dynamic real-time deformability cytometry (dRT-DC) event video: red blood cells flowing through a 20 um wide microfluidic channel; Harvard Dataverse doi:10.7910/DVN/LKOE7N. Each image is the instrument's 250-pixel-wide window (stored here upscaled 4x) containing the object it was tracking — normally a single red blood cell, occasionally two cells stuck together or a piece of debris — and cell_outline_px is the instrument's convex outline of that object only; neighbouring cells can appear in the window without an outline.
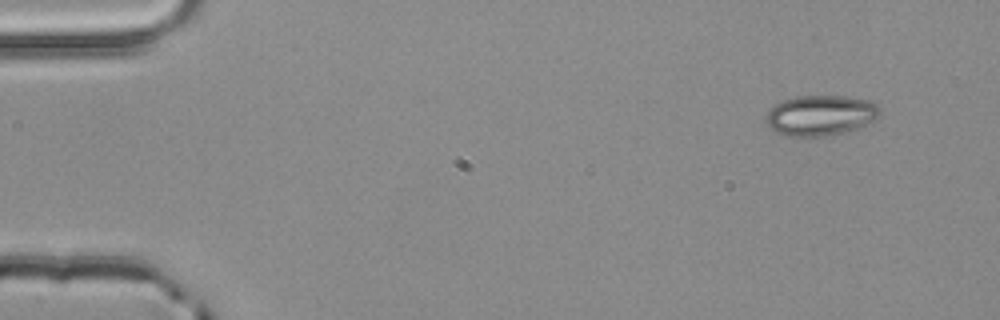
{"species": "common noctule bat (a hibernating species)", "species_latin": "Nyctalus noctula", "temperature_condition": "room temperature", "stored_images_in_passage": 4, "camera_frame_rate_fps": 3000, "um_per_image_px": 0.085, "animal": {"sex": "male", "body_mass_g": 20.4}, "frame": {"image": 1, "passage_image": 1, "time_ms": 0.0, "image_size_px": [1000, 320], "cell_outline_px": [[880, 112], [872, 120], [848, 132], [824, 136], [788, 136], [776, 132], [768, 128], [768, 112], [780, 100], [796, 96], [848, 96], [872, 100], [880, 108]], "centroid_in_image_um": [69.75, 9.79], "position_along_channel_um": 15.3, "area_um2": 26.7}}